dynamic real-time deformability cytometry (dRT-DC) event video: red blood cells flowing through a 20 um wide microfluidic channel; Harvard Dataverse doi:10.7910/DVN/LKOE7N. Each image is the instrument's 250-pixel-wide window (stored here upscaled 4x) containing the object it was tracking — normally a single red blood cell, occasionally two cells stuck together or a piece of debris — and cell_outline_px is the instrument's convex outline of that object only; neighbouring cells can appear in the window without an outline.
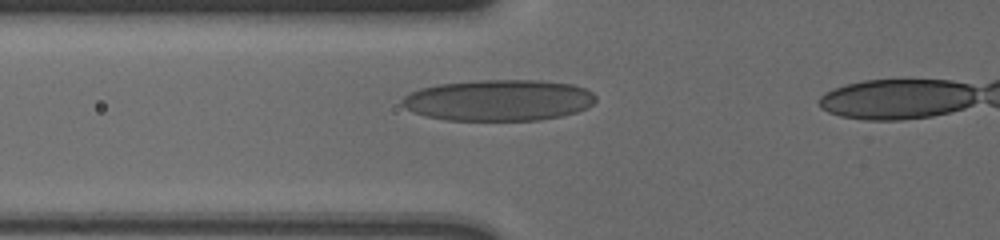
{"species": "human", "species_latin": "Homo sapiens", "temperature_condition": "cold", "stored_images_in_passage": 9, "camera_frame_rate_fps": 3000, "um_per_image_px": 0.085, "donor": {"sex": "male"}, "frame": {"image": 1, "passage_image": 7, "time_ms": 2.0, "image_size_px": [1000, 240], "cell_outline_px": [[596, 100], [588, 108], [576, 112], [560, 116], [540, 120], [444, 120], [424, 116], [412, 112], [404, 108], [400, 104], [400, 100], [408, 92], [420, 88], [440, 84], [476, 80], [540, 80], [572, 84], [584, 88], [592, 92], [596, 96]], "centroid_in_image_um": [42.35, 8.52], "position_along_channel_um": 83.5, "area_um2": 46.93}}